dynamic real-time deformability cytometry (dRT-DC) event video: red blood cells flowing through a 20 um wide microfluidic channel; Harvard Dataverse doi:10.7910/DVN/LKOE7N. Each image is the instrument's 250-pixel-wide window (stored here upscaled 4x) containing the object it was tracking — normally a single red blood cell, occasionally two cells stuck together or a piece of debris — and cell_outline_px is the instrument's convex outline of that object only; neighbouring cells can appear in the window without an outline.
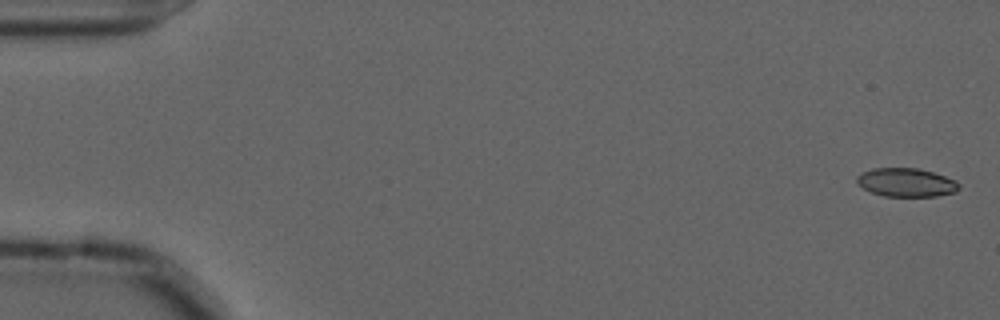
{"species": "common noctule bat (a hibernating species)", "species_latin": "Nyctalus noctula", "temperature_condition": "cold", "stored_images_in_passage": 56, "camera_frame_rate_fps": 3000, "um_per_image_px": 0.085, "animal": {"sex": "male", "forearm_length_mm": 52.5}, "frame": {"image": 1, "passage_image": 1, "time_ms": 0.0, "image_size_px": [1000, 320], "cell_outline_px": [[960, 188], [956, 192], [936, 196], [884, 196], [872, 192], [864, 188], [856, 180], [856, 176], [872, 168], [920, 168], [956, 180], [960, 184]], "centroid_in_image_um": [77.07, 15.5], "position_along_channel_um": 7.9, "area_um2": 16.94}}
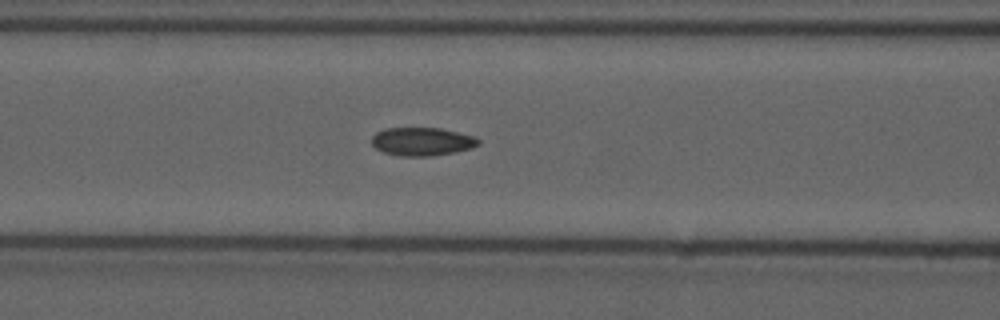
{"frame": {"image": 2, "passage_image": 23, "time_ms": 7.333, "image_size_px": [1000, 320], "cell_outline_px": [[480, 144], [472, 148], [456, 152], [432, 156], [400, 156], [384, 152], [376, 148], [372, 144], [372, 136], [376, 132], [384, 128], [440, 128], [476, 136], [480, 140]], "centroid_in_image_um": [35.9, 12.03], "position_along_channel_um": 130.7, "area_um2": 17.74}}
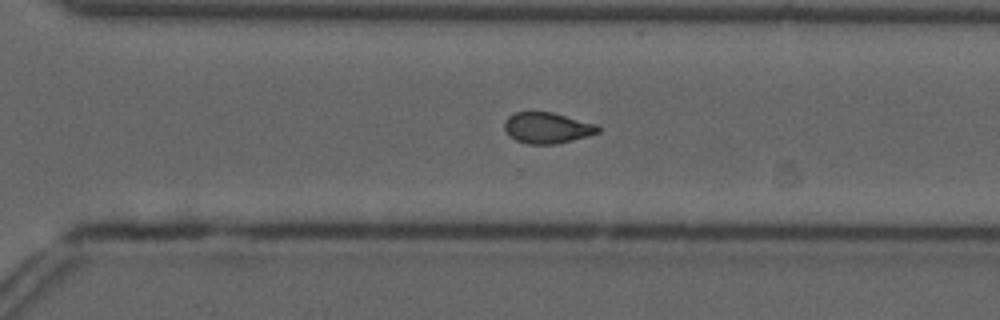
{"frame": {"image": 3, "passage_image": 39, "time_ms": 12.667, "image_size_px": [1000, 320], "cell_outline_px": [[600, 132], [588, 136], [556, 144], [528, 144], [516, 140], [508, 136], [504, 128], [504, 120], [508, 116], [516, 112], [552, 112], [600, 124]], "centroid_in_image_um": [46.53, 10.86], "position_along_channel_um": 324.1, "area_um2": 17.17}, "authors_computed_cell_mechanics": {"area_um2": 17.34, "velocity_mm_per_s": 3.635, "shape_relaxation_time_tau1_ms": null, "shape_relaxation_time_tau2_ms": 2.7935, "deformation_change_tau1": null, "deformation_change_tau2": 0.0673}}